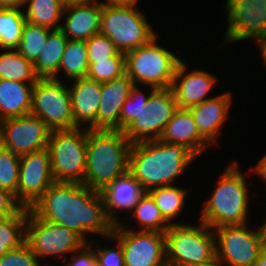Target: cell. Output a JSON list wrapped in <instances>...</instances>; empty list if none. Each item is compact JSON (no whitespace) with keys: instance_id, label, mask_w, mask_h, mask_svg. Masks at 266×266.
Returning <instances> with one entry per match:
<instances>
[{"instance_id":"obj_3","label":"cell","mask_w":266,"mask_h":266,"mask_svg":"<svg viewBox=\"0 0 266 266\" xmlns=\"http://www.w3.org/2000/svg\"><path fill=\"white\" fill-rule=\"evenodd\" d=\"M177 109L171 88L134 85L120 112V131L131 143L157 140Z\"/></svg>"},{"instance_id":"obj_30","label":"cell","mask_w":266,"mask_h":266,"mask_svg":"<svg viewBox=\"0 0 266 266\" xmlns=\"http://www.w3.org/2000/svg\"><path fill=\"white\" fill-rule=\"evenodd\" d=\"M23 8L0 7V49H17L25 23Z\"/></svg>"},{"instance_id":"obj_28","label":"cell","mask_w":266,"mask_h":266,"mask_svg":"<svg viewBox=\"0 0 266 266\" xmlns=\"http://www.w3.org/2000/svg\"><path fill=\"white\" fill-rule=\"evenodd\" d=\"M24 8L27 22L52 30L60 29L64 9L61 0H27Z\"/></svg>"},{"instance_id":"obj_33","label":"cell","mask_w":266,"mask_h":266,"mask_svg":"<svg viewBox=\"0 0 266 266\" xmlns=\"http://www.w3.org/2000/svg\"><path fill=\"white\" fill-rule=\"evenodd\" d=\"M125 73V53L119 51L107 60L89 63L86 78L104 83L119 78Z\"/></svg>"},{"instance_id":"obj_46","label":"cell","mask_w":266,"mask_h":266,"mask_svg":"<svg viewBox=\"0 0 266 266\" xmlns=\"http://www.w3.org/2000/svg\"><path fill=\"white\" fill-rule=\"evenodd\" d=\"M202 266H227V265L216 258L214 261H212L208 264L202 265Z\"/></svg>"},{"instance_id":"obj_12","label":"cell","mask_w":266,"mask_h":266,"mask_svg":"<svg viewBox=\"0 0 266 266\" xmlns=\"http://www.w3.org/2000/svg\"><path fill=\"white\" fill-rule=\"evenodd\" d=\"M67 84L71 83L53 78H39L34 84L30 114L39 117L51 130L77 128Z\"/></svg>"},{"instance_id":"obj_1","label":"cell","mask_w":266,"mask_h":266,"mask_svg":"<svg viewBox=\"0 0 266 266\" xmlns=\"http://www.w3.org/2000/svg\"><path fill=\"white\" fill-rule=\"evenodd\" d=\"M30 210L42 220L74 231L86 243L92 234L107 239L115 226L101 192L78 182H54Z\"/></svg>"},{"instance_id":"obj_25","label":"cell","mask_w":266,"mask_h":266,"mask_svg":"<svg viewBox=\"0 0 266 266\" xmlns=\"http://www.w3.org/2000/svg\"><path fill=\"white\" fill-rule=\"evenodd\" d=\"M67 42L68 38L60 29L49 33L45 47L33 63L38 78H54L57 75Z\"/></svg>"},{"instance_id":"obj_11","label":"cell","mask_w":266,"mask_h":266,"mask_svg":"<svg viewBox=\"0 0 266 266\" xmlns=\"http://www.w3.org/2000/svg\"><path fill=\"white\" fill-rule=\"evenodd\" d=\"M39 262L53 258L66 260L72 253L87 244L78 234L68 228L38 218L28 209L26 240ZM64 255V256H63ZM51 257V258H50ZM49 258V259H48ZM43 259V260H42Z\"/></svg>"},{"instance_id":"obj_35","label":"cell","mask_w":266,"mask_h":266,"mask_svg":"<svg viewBox=\"0 0 266 266\" xmlns=\"http://www.w3.org/2000/svg\"><path fill=\"white\" fill-rule=\"evenodd\" d=\"M86 46L89 63L107 60L119 52L110 38L102 34L93 35L86 41Z\"/></svg>"},{"instance_id":"obj_32","label":"cell","mask_w":266,"mask_h":266,"mask_svg":"<svg viewBox=\"0 0 266 266\" xmlns=\"http://www.w3.org/2000/svg\"><path fill=\"white\" fill-rule=\"evenodd\" d=\"M52 29L26 22L23 28L21 41L16 49L19 54L34 63L45 47Z\"/></svg>"},{"instance_id":"obj_14","label":"cell","mask_w":266,"mask_h":266,"mask_svg":"<svg viewBox=\"0 0 266 266\" xmlns=\"http://www.w3.org/2000/svg\"><path fill=\"white\" fill-rule=\"evenodd\" d=\"M48 148L20 156L17 202L30 209L54 183Z\"/></svg>"},{"instance_id":"obj_29","label":"cell","mask_w":266,"mask_h":266,"mask_svg":"<svg viewBox=\"0 0 266 266\" xmlns=\"http://www.w3.org/2000/svg\"><path fill=\"white\" fill-rule=\"evenodd\" d=\"M0 51H2L0 52V79L36 83L39 78L35 74L31 61L19 54L16 49Z\"/></svg>"},{"instance_id":"obj_4","label":"cell","mask_w":266,"mask_h":266,"mask_svg":"<svg viewBox=\"0 0 266 266\" xmlns=\"http://www.w3.org/2000/svg\"><path fill=\"white\" fill-rule=\"evenodd\" d=\"M131 146L132 143L123 131L88 129L83 184L100 192L124 175L129 169Z\"/></svg>"},{"instance_id":"obj_26","label":"cell","mask_w":266,"mask_h":266,"mask_svg":"<svg viewBox=\"0 0 266 266\" xmlns=\"http://www.w3.org/2000/svg\"><path fill=\"white\" fill-rule=\"evenodd\" d=\"M89 67L88 51L86 41L70 40L65 46L64 53L61 58L58 73L53 78L61 81L60 73L63 78L69 81L85 78ZM60 77V78H59Z\"/></svg>"},{"instance_id":"obj_5","label":"cell","mask_w":266,"mask_h":266,"mask_svg":"<svg viewBox=\"0 0 266 266\" xmlns=\"http://www.w3.org/2000/svg\"><path fill=\"white\" fill-rule=\"evenodd\" d=\"M236 162L233 160L225 166L211 196L200 209L199 221L212 229L248 223L251 201L246 174L251 171L242 172Z\"/></svg>"},{"instance_id":"obj_39","label":"cell","mask_w":266,"mask_h":266,"mask_svg":"<svg viewBox=\"0 0 266 266\" xmlns=\"http://www.w3.org/2000/svg\"><path fill=\"white\" fill-rule=\"evenodd\" d=\"M21 208L13 194L0 188V220L15 215Z\"/></svg>"},{"instance_id":"obj_10","label":"cell","mask_w":266,"mask_h":266,"mask_svg":"<svg viewBox=\"0 0 266 266\" xmlns=\"http://www.w3.org/2000/svg\"><path fill=\"white\" fill-rule=\"evenodd\" d=\"M216 257L227 266H255L266 246V225L251 230L248 223L214 228Z\"/></svg>"},{"instance_id":"obj_15","label":"cell","mask_w":266,"mask_h":266,"mask_svg":"<svg viewBox=\"0 0 266 266\" xmlns=\"http://www.w3.org/2000/svg\"><path fill=\"white\" fill-rule=\"evenodd\" d=\"M51 129L31 114L4 119L2 147L18 156L40 151L48 146Z\"/></svg>"},{"instance_id":"obj_27","label":"cell","mask_w":266,"mask_h":266,"mask_svg":"<svg viewBox=\"0 0 266 266\" xmlns=\"http://www.w3.org/2000/svg\"><path fill=\"white\" fill-rule=\"evenodd\" d=\"M189 189L180 187V185H167L162 187L153 188L148 191L157 207L161 211L164 219L170 224H184V222H178L180 214L183 212V208L188 197ZM187 196V197H186ZM177 222H176V221Z\"/></svg>"},{"instance_id":"obj_18","label":"cell","mask_w":266,"mask_h":266,"mask_svg":"<svg viewBox=\"0 0 266 266\" xmlns=\"http://www.w3.org/2000/svg\"><path fill=\"white\" fill-rule=\"evenodd\" d=\"M71 82L73 83L68 88L75 125L98 129V108L101 101L102 83L86 77Z\"/></svg>"},{"instance_id":"obj_16","label":"cell","mask_w":266,"mask_h":266,"mask_svg":"<svg viewBox=\"0 0 266 266\" xmlns=\"http://www.w3.org/2000/svg\"><path fill=\"white\" fill-rule=\"evenodd\" d=\"M181 60L176 67L171 89L174 93L178 108L189 109L210 99L218 78L206 70H189V65Z\"/></svg>"},{"instance_id":"obj_20","label":"cell","mask_w":266,"mask_h":266,"mask_svg":"<svg viewBox=\"0 0 266 266\" xmlns=\"http://www.w3.org/2000/svg\"><path fill=\"white\" fill-rule=\"evenodd\" d=\"M102 10V1L66 6L63 9L60 30L70 40L87 41L93 35L99 34Z\"/></svg>"},{"instance_id":"obj_19","label":"cell","mask_w":266,"mask_h":266,"mask_svg":"<svg viewBox=\"0 0 266 266\" xmlns=\"http://www.w3.org/2000/svg\"><path fill=\"white\" fill-rule=\"evenodd\" d=\"M133 86L127 73L101 84L98 129L120 130V112Z\"/></svg>"},{"instance_id":"obj_41","label":"cell","mask_w":266,"mask_h":266,"mask_svg":"<svg viewBox=\"0 0 266 266\" xmlns=\"http://www.w3.org/2000/svg\"><path fill=\"white\" fill-rule=\"evenodd\" d=\"M27 0H0V7L24 8Z\"/></svg>"},{"instance_id":"obj_8","label":"cell","mask_w":266,"mask_h":266,"mask_svg":"<svg viewBox=\"0 0 266 266\" xmlns=\"http://www.w3.org/2000/svg\"><path fill=\"white\" fill-rule=\"evenodd\" d=\"M158 35L149 43L125 53L126 73L134 85L171 88L175 70L182 57L157 42ZM160 44V45H159Z\"/></svg>"},{"instance_id":"obj_22","label":"cell","mask_w":266,"mask_h":266,"mask_svg":"<svg viewBox=\"0 0 266 266\" xmlns=\"http://www.w3.org/2000/svg\"><path fill=\"white\" fill-rule=\"evenodd\" d=\"M159 140L182 144L197 157L212 147L200 134L188 109L178 108L165 125ZM208 149V150H207Z\"/></svg>"},{"instance_id":"obj_6","label":"cell","mask_w":266,"mask_h":266,"mask_svg":"<svg viewBox=\"0 0 266 266\" xmlns=\"http://www.w3.org/2000/svg\"><path fill=\"white\" fill-rule=\"evenodd\" d=\"M137 5L103 1L99 34L109 37L123 53L143 46L157 36L150 20Z\"/></svg>"},{"instance_id":"obj_37","label":"cell","mask_w":266,"mask_h":266,"mask_svg":"<svg viewBox=\"0 0 266 266\" xmlns=\"http://www.w3.org/2000/svg\"><path fill=\"white\" fill-rule=\"evenodd\" d=\"M0 266H42V264L25 241L19 247L2 255Z\"/></svg>"},{"instance_id":"obj_7","label":"cell","mask_w":266,"mask_h":266,"mask_svg":"<svg viewBox=\"0 0 266 266\" xmlns=\"http://www.w3.org/2000/svg\"><path fill=\"white\" fill-rule=\"evenodd\" d=\"M167 266H202L214 261V231L204 222L170 225L165 231Z\"/></svg>"},{"instance_id":"obj_24","label":"cell","mask_w":266,"mask_h":266,"mask_svg":"<svg viewBox=\"0 0 266 266\" xmlns=\"http://www.w3.org/2000/svg\"><path fill=\"white\" fill-rule=\"evenodd\" d=\"M129 221L130 218L137 222L135 228L129 223L121 221L119 224L127 229L137 230V231H157L163 232L169 228L170 224L164 219L161 211L157 207L155 201L148 192H145L133 207L132 211L128 214ZM129 226V227H128ZM137 228V229H136Z\"/></svg>"},{"instance_id":"obj_17","label":"cell","mask_w":266,"mask_h":266,"mask_svg":"<svg viewBox=\"0 0 266 266\" xmlns=\"http://www.w3.org/2000/svg\"><path fill=\"white\" fill-rule=\"evenodd\" d=\"M233 105L232 93L224 91L188 110L195 121L199 134L212 146L219 144L224 123L230 119ZM218 142V143H217ZM215 143V144H214Z\"/></svg>"},{"instance_id":"obj_36","label":"cell","mask_w":266,"mask_h":266,"mask_svg":"<svg viewBox=\"0 0 266 266\" xmlns=\"http://www.w3.org/2000/svg\"><path fill=\"white\" fill-rule=\"evenodd\" d=\"M110 238L113 243H115V246L110 245H104V247H101V245H97L91 242L88 243L95 253L96 258L98 259L101 266H125L124 264V254L122 250L121 243L111 234L107 237ZM96 246V248H95ZM100 246V247H99Z\"/></svg>"},{"instance_id":"obj_40","label":"cell","mask_w":266,"mask_h":266,"mask_svg":"<svg viewBox=\"0 0 266 266\" xmlns=\"http://www.w3.org/2000/svg\"><path fill=\"white\" fill-rule=\"evenodd\" d=\"M250 171V174L257 175V177H259L261 181H263V183H266V152L256 163V165H254L253 167L251 166ZM265 185L266 184H264V186Z\"/></svg>"},{"instance_id":"obj_38","label":"cell","mask_w":266,"mask_h":266,"mask_svg":"<svg viewBox=\"0 0 266 266\" xmlns=\"http://www.w3.org/2000/svg\"><path fill=\"white\" fill-rule=\"evenodd\" d=\"M69 259V260H68ZM62 261L63 266H101L93 248L87 243L80 250L71 254V258ZM68 261V262H67Z\"/></svg>"},{"instance_id":"obj_31","label":"cell","mask_w":266,"mask_h":266,"mask_svg":"<svg viewBox=\"0 0 266 266\" xmlns=\"http://www.w3.org/2000/svg\"><path fill=\"white\" fill-rule=\"evenodd\" d=\"M28 208H21L15 215L0 220V257L19 247L26 240Z\"/></svg>"},{"instance_id":"obj_9","label":"cell","mask_w":266,"mask_h":266,"mask_svg":"<svg viewBox=\"0 0 266 266\" xmlns=\"http://www.w3.org/2000/svg\"><path fill=\"white\" fill-rule=\"evenodd\" d=\"M87 138L86 127L51 131L47 148L55 182H84Z\"/></svg>"},{"instance_id":"obj_47","label":"cell","mask_w":266,"mask_h":266,"mask_svg":"<svg viewBox=\"0 0 266 266\" xmlns=\"http://www.w3.org/2000/svg\"><path fill=\"white\" fill-rule=\"evenodd\" d=\"M4 119L0 118V148L2 147Z\"/></svg>"},{"instance_id":"obj_42","label":"cell","mask_w":266,"mask_h":266,"mask_svg":"<svg viewBox=\"0 0 266 266\" xmlns=\"http://www.w3.org/2000/svg\"><path fill=\"white\" fill-rule=\"evenodd\" d=\"M256 42V45L258 46V51L261 54V61H263V64L266 66V38H262L260 40H257Z\"/></svg>"},{"instance_id":"obj_21","label":"cell","mask_w":266,"mask_h":266,"mask_svg":"<svg viewBox=\"0 0 266 266\" xmlns=\"http://www.w3.org/2000/svg\"><path fill=\"white\" fill-rule=\"evenodd\" d=\"M110 220L116 225L121 221L119 211L131 212L145 193L141 184L127 171L100 191Z\"/></svg>"},{"instance_id":"obj_44","label":"cell","mask_w":266,"mask_h":266,"mask_svg":"<svg viewBox=\"0 0 266 266\" xmlns=\"http://www.w3.org/2000/svg\"><path fill=\"white\" fill-rule=\"evenodd\" d=\"M255 266H266V246L261 250Z\"/></svg>"},{"instance_id":"obj_23","label":"cell","mask_w":266,"mask_h":266,"mask_svg":"<svg viewBox=\"0 0 266 266\" xmlns=\"http://www.w3.org/2000/svg\"><path fill=\"white\" fill-rule=\"evenodd\" d=\"M34 84L0 79V118L29 115Z\"/></svg>"},{"instance_id":"obj_34","label":"cell","mask_w":266,"mask_h":266,"mask_svg":"<svg viewBox=\"0 0 266 266\" xmlns=\"http://www.w3.org/2000/svg\"><path fill=\"white\" fill-rule=\"evenodd\" d=\"M20 156L4 147L0 148V188L7 190L15 196L19 182Z\"/></svg>"},{"instance_id":"obj_43","label":"cell","mask_w":266,"mask_h":266,"mask_svg":"<svg viewBox=\"0 0 266 266\" xmlns=\"http://www.w3.org/2000/svg\"><path fill=\"white\" fill-rule=\"evenodd\" d=\"M64 7L72 5H84L99 2V0H61Z\"/></svg>"},{"instance_id":"obj_45","label":"cell","mask_w":266,"mask_h":266,"mask_svg":"<svg viewBox=\"0 0 266 266\" xmlns=\"http://www.w3.org/2000/svg\"><path fill=\"white\" fill-rule=\"evenodd\" d=\"M139 0H105L104 2H110V3H134L138 4Z\"/></svg>"},{"instance_id":"obj_2","label":"cell","mask_w":266,"mask_h":266,"mask_svg":"<svg viewBox=\"0 0 266 266\" xmlns=\"http://www.w3.org/2000/svg\"><path fill=\"white\" fill-rule=\"evenodd\" d=\"M198 157L185 145L166 141L146 140L132 143L128 171L145 192L157 187L174 185Z\"/></svg>"},{"instance_id":"obj_13","label":"cell","mask_w":266,"mask_h":266,"mask_svg":"<svg viewBox=\"0 0 266 266\" xmlns=\"http://www.w3.org/2000/svg\"><path fill=\"white\" fill-rule=\"evenodd\" d=\"M112 235L122 245L125 266H167L165 233L137 231L116 224Z\"/></svg>"}]
</instances>
